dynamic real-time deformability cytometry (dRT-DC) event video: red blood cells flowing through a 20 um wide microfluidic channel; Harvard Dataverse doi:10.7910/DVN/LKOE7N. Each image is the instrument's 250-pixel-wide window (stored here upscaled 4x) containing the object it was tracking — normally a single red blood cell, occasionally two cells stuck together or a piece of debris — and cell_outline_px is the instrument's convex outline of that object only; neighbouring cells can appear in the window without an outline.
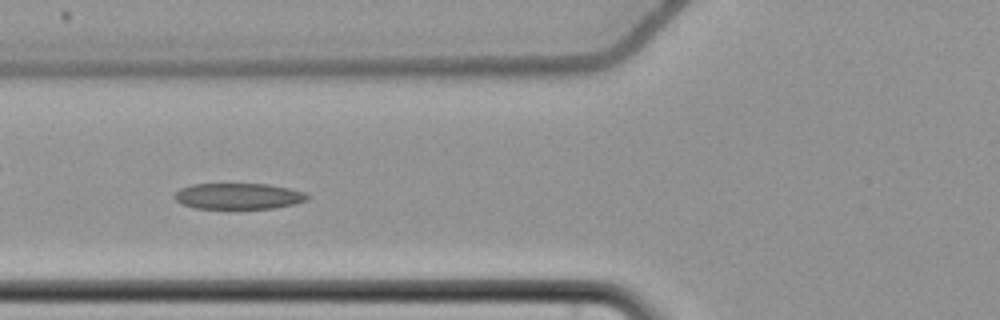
{"species": "common noctule bat (a hibernating species)", "species_latin": "Nyctalus noctula", "temperature_condition": "cold", "stored_images_in_passage": 49, "camera_frame_rate_fps": 3000, "um_per_image_px": 0.085, "animal": {"sex": "female", "body_mass_g": 22.7, "forearm_length_mm": 54.2}, "frame": {"image": 1, "passage_image": 15, "time_ms": 4.667, "image_size_px": [1000, 320], "cell_outline_px": [[308, 200], [292, 204], [272, 208], [196, 208], [184, 204], [176, 200], [172, 196], [180, 188], [192, 184], [268, 184], [288, 188], [304, 192], [308, 196]], "centroid_in_image_um": [20.24, 16.66], "position_along_channel_um": 105.6, "area_um2": 19.88}}
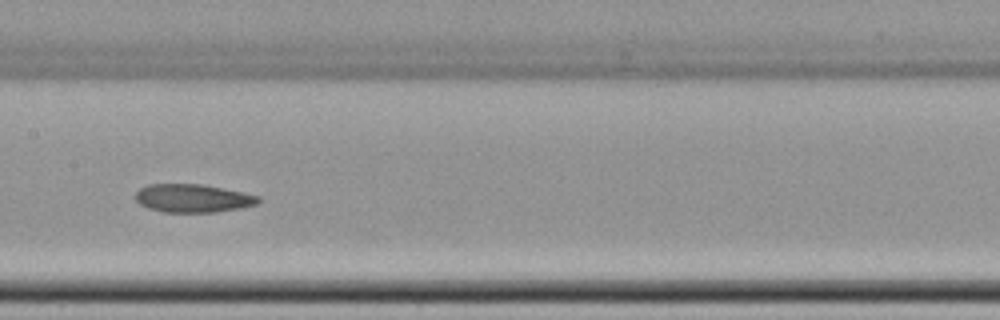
{"frame": {"image": 2, "passage_image": 22, "time_ms": 7.0, "image_size_px": [1000, 320], "cell_outline_px": [[260, 200], [256, 204], [240, 208], [216, 212], [164, 212], [148, 208], [140, 204], [136, 200], [136, 192], [140, 188], [148, 184], [204, 184], [260, 196]], "centroid_in_image_um": [16.38, 16.85], "position_along_channel_um": 191.0, "area_um2": 20.17}}
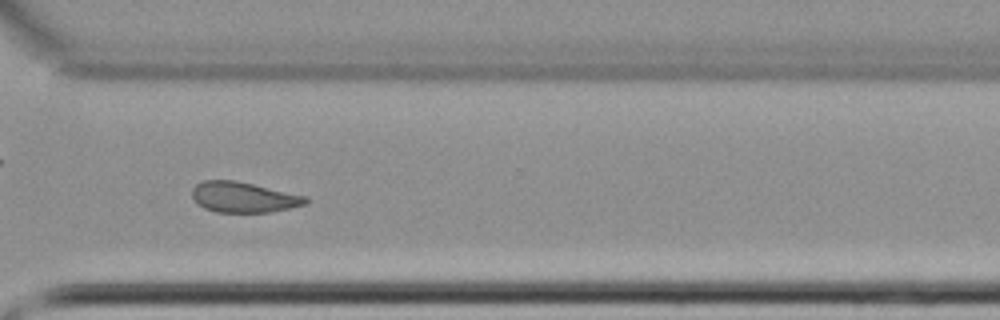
{"frame": {"image": 3, "passage_image": 35, "time_ms": 11.333, "image_size_px": [1000, 320], "cell_outline_px": [[308, 204], [272, 212], [216, 212], [204, 208], [192, 196], [192, 188], [196, 184], [204, 180], [236, 180], [308, 196]], "centroid_in_image_um": [20.75, 16.76], "position_along_channel_um": 349.9, "area_um2": 20.29}, "authors_computed_cell_mechanics": {"area_um2": 20.9814, "velocity_mm_per_s": 3.664, "shape_relaxation_time_tau1_ms": null, "shape_relaxation_time_tau2_ms": 9.5545, "deformation_change_tau1": null, "deformation_change_tau2": 0.1599}}